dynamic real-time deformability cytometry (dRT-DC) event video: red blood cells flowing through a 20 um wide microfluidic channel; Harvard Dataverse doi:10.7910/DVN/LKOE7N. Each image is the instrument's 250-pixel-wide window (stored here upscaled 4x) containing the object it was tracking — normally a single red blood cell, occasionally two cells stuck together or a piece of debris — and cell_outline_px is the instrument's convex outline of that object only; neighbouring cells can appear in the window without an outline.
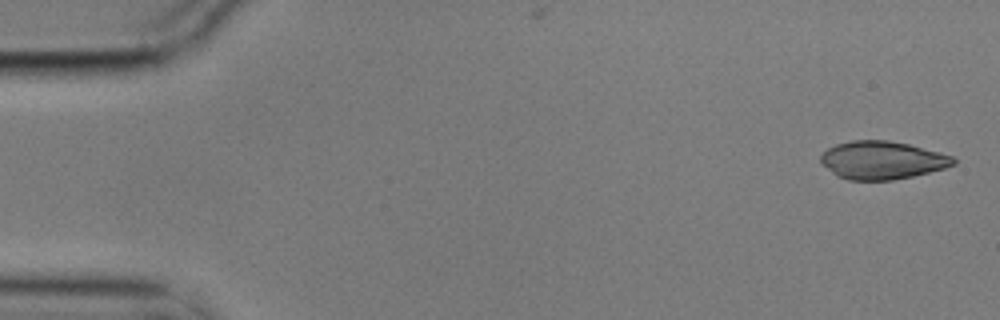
{"species": "common noctule bat (a hibernating species)", "species_latin": "Nyctalus noctula", "temperature_condition": "cold", "stored_images_in_passage": 5, "camera_frame_rate_fps": 3000, "um_per_image_px": 0.085, "animal": {"sex": "male", "body_mass_g": 17.9}, "frame": {"image": 1, "passage_image": 1, "time_ms": 0.0, "image_size_px": [1000, 320], "cell_outline_px": [[956, 164], [944, 168], [912, 176], [892, 180], [848, 180], [836, 176], [820, 160], [820, 156], [828, 148], [836, 144], [852, 140], [888, 140], [908, 144], [952, 156], [956, 160]], "centroid_in_image_um": [74.97, 13.61], "position_along_channel_um": 10.0, "area_um2": 29.13}}
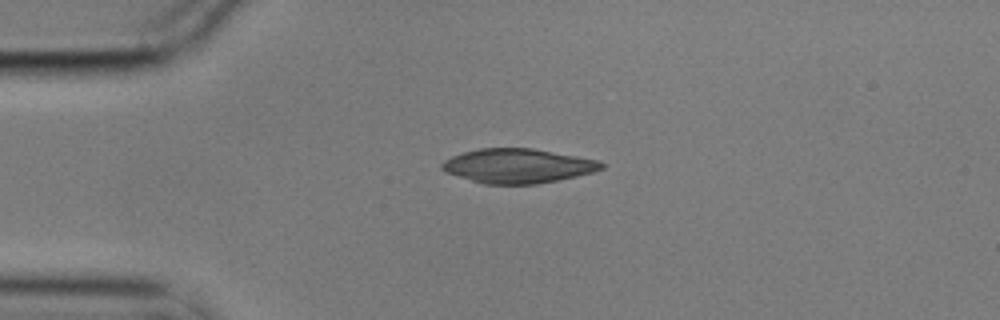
{"frame": {"image": 2, "passage_image": 4, "time_ms": 1.0, "image_size_px": [1000, 320], "cell_outline_px": [[604, 168], [592, 172], [576, 176], [536, 184], [484, 184], [444, 172], [440, 168], [440, 164], [444, 160], [452, 156], [464, 152], [480, 148], [532, 148], [600, 160], [604, 164]], "centroid_in_image_um": [43.99, 14.1], "position_along_channel_um": 41.0, "area_um2": 31.91}}